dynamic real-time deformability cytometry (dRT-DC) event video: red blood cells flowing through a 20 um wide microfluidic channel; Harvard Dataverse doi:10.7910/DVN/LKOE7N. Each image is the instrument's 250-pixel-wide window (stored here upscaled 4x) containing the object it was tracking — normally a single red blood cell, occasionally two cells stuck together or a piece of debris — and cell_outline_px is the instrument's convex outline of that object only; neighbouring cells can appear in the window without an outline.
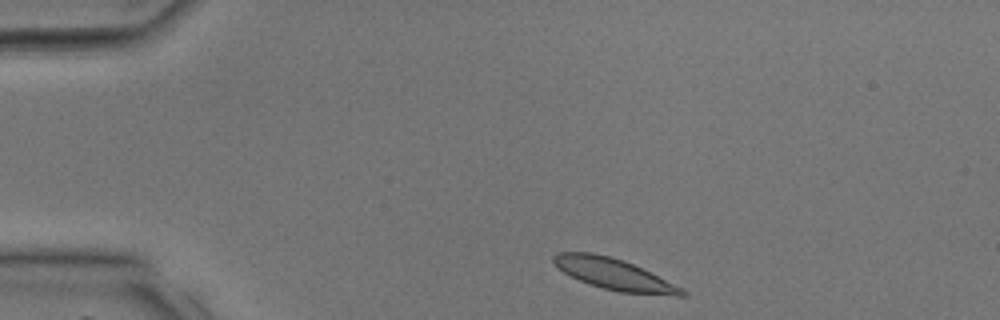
{"species": "common noctule bat (a hibernating species)", "species_latin": "Nyctalus noctula", "temperature_condition": "room temperature", "stored_images_in_passage": 33, "camera_frame_rate_fps": 3000, "um_per_image_px": 0.085, "animal": {"sex": "male", "body_mass_g": 17.9, "forearm_length_mm": 54.2}, "frame": {"image": 1, "passage_image": 1, "time_ms": 0.0, "image_size_px": [1000, 320], "cell_outline_px": [[688, 296], [676, 296], [620, 292], [604, 288], [580, 280], [564, 272], [552, 260], [552, 256], [556, 252], [592, 252], [624, 260], [684, 288], [688, 292]], "centroid_in_image_um": [52.26, 23.31], "position_along_channel_um": 32.7, "area_um2": 23.12}}
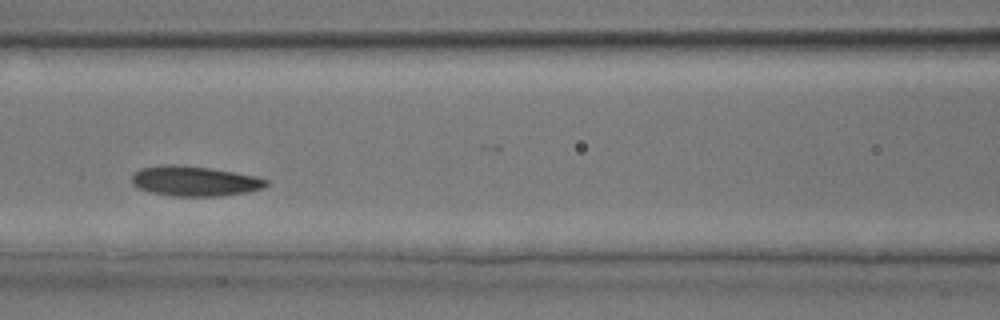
{"frame": {"image": 2, "passage_image": 11, "time_ms": 3.333, "image_size_px": [1000, 320], "cell_outline_px": [[268, 184], [264, 188], [248, 192], [220, 196], [172, 196], [148, 192], [132, 184], [132, 176], [140, 168], [160, 164], [176, 164], [212, 168], [256, 176], [268, 180]], "centroid_in_image_um": [16.54, 15.39], "position_along_channel_um": 150.1, "area_um2": 23.76}}
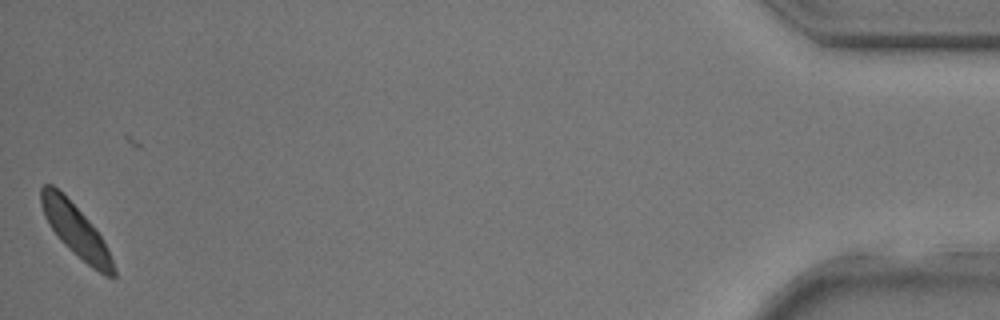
{"frame": {"image": 3, "passage_image": 32, "time_ms": 10.333, "image_size_px": [1000, 320], "cell_outline_px": [[116, 276], [104, 276], [92, 268], [64, 244], [60, 240], [48, 224], [44, 216], [40, 204], [40, 188], [44, 184], [52, 184], [92, 224], [100, 236], [116, 268]], "centroid_in_image_um": [6.41, 19.6], "position_along_channel_um": 428.8, "area_um2": 21.44}}